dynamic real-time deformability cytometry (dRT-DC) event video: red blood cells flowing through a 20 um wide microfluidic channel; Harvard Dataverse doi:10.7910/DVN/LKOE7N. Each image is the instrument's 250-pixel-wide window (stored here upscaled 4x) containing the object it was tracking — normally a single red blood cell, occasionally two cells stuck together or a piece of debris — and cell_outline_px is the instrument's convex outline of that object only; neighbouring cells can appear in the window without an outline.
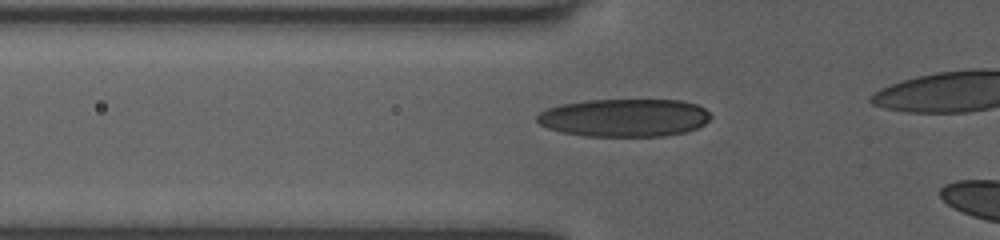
{"species": "human", "species_latin": "Homo sapiens", "temperature_condition": "room temperature", "stored_images_in_passage": 30, "camera_frame_rate_fps": 3000, "um_per_image_px": 0.085, "donor": {"sex": "female"}, "frame": {"image": 1, "passage_image": 3, "time_ms": 0.667, "image_size_px": [1000, 240], "cell_outline_px": [[712, 116], [704, 124], [696, 128], [684, 132], [664, 136], [584, 136], [560, 132], [548, 128], [540, 124], [536, 120], [536, 116], [540, 112], [548, 108], [560, 104], [588, 100], [680, 100], [696, 104], [704, 108]], "centroid_in_image_um": [53.05, 10.01], "position_along_channel_um": 72.7, "area_um2": 38.44}}
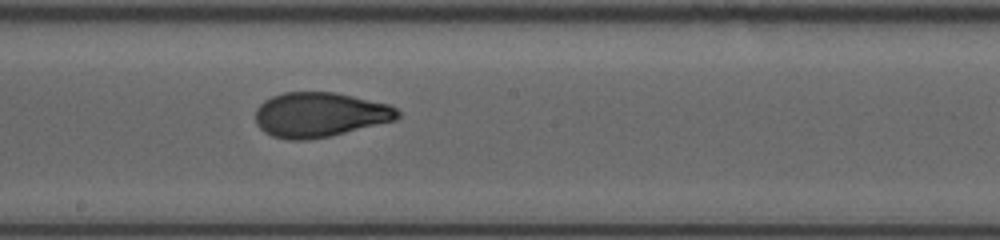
{"frame": {"image": 2, "passage_image": 14, "time_ms": 4.333, "image_size_px": [1000, 240], "cell_outline_px": [[400, 116], [396, 120], [332, 136], [304, 140], [288, 140], [272, 136], [264, 132], [256, 124], [256, 108], [264, 100], [272, 96], [284, 92], [336, 92], [392, 104], [400, 112]], "centroid_in_image_um": [27.21, 9.75], "position_along_channel_um": 221.0, "area_um2": 37.51}}
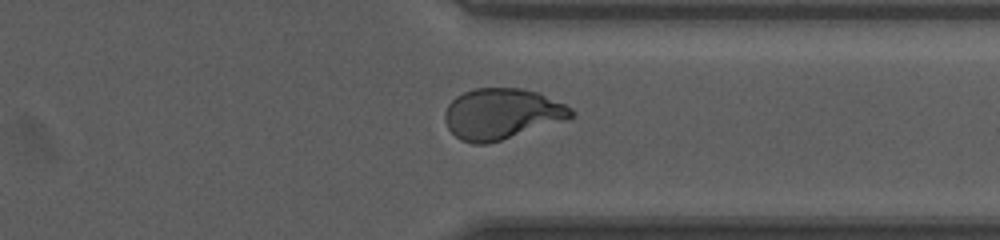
{"frame": {"image": 3, "passage_image": 25, "time_ms": 8.0, "image_size_px": [1000, 240], "cell_outline_px": [[576, 116], [568, 120], [488, 144], [472, 144], [460, 140], [448, 128], [444, 120], [444, 112], [448, 104], [456, 96], [464, 92], [476, 88], [520, 88], [536, 92], [564, 104], [572, 108], [576, 112]], "centroid_in_image_um": [42.66, 9.69], "position_along_channel_um": 368.7, "area_um2": 37.63}}